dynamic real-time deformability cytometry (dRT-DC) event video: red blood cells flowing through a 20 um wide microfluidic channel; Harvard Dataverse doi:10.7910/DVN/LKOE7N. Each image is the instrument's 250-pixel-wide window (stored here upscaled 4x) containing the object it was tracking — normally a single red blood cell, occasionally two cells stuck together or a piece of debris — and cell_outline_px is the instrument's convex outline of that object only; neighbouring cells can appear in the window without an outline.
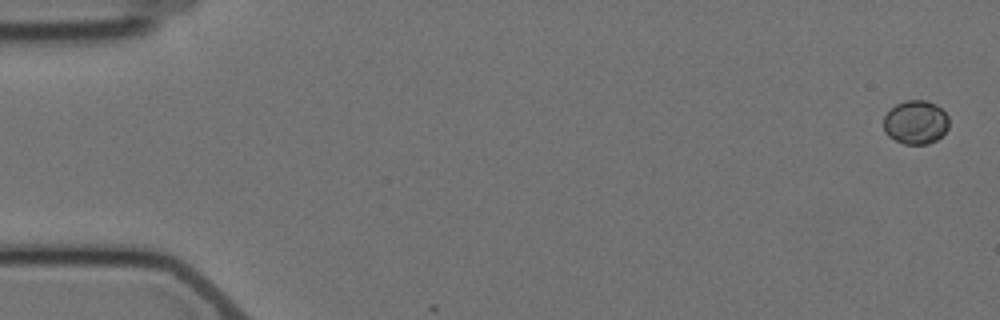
{"species": "Egyptian fruit bat (a non-hibernating species)", "species_latin": "Rousettus aegyptiacus", "temperature_condition": "cold", "stored_images_in_passage": 6, "camera_frame_rate_fps": 3000, "um_per_image_px": 0.085, "animal": {"sex": "female"}, "frame": {"image": 1, "passage_image": 1, "time_ms": 0.0, "image_size_px": [1000, 320], "cell_outline_px": [[948, 128], [936, 140], [928, 144], [904, 144], [888, 136], [884, 132], [884, 116], [896, 104], [908, 100], [928, 100], [936, 104], [948, 116]], "centroid_in_image_um": [77.83, 10.39], "position_along_channel_um": 7.2, "area_um2": 16.59}}
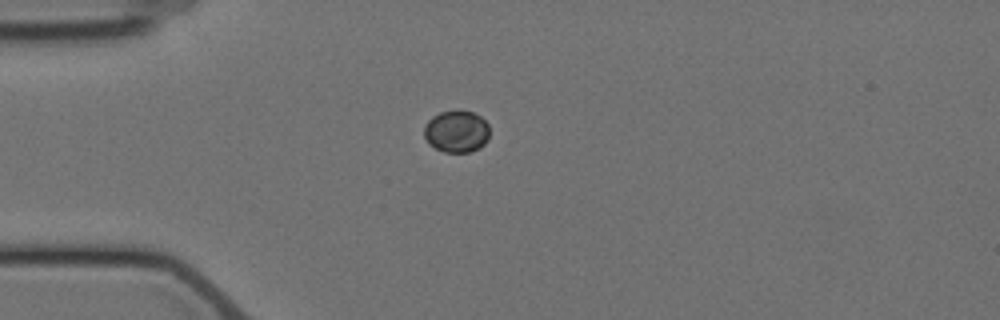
{"frame": {"image": 2, "passage_image": 5, "time_ms": 4.667, "image_size_px": [1000, 320], "cell_outline_px": [[488, 140], [480, 148], [468, 152], [444, 152], [428, 144], [424, 136], [424, 128], [428, 120], [432, 116], [440, 112], [456, 108], [460, 108], [472, 112], [480, 116], [488, 124]], "centroid_in_image_um": [38.79, 11.14], "position_along_channel_um": 46.2, "area_um2": 16.36}}
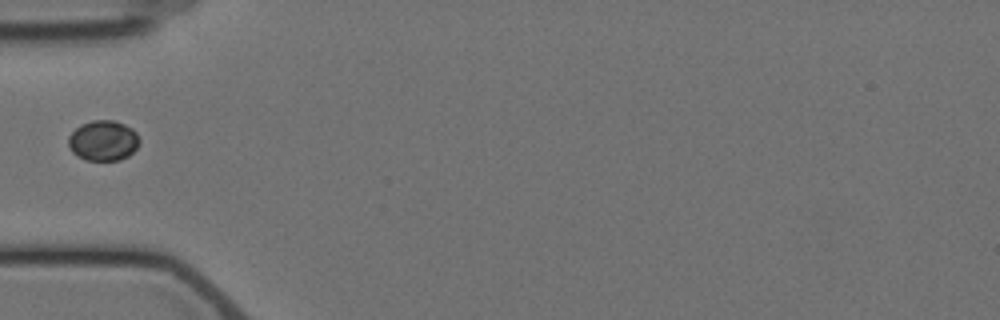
{"frame": {"image": 3, "passage_image": 6, "time_ms": 6.0, "image_size_px": [1000, 320], "cell_outline_px": [[140, 144], [128, 156], [120, 160], [88, 160], [72, 152], [68, 144], [68, 136], [80, 124], [92, 120], [116, 120], [132, 128], [136, 132], [140, 140]], "centroid_in_image_um": [8.79, 11.93], "position_along_channel_um": 76.2, "area_um2": 16.76}}